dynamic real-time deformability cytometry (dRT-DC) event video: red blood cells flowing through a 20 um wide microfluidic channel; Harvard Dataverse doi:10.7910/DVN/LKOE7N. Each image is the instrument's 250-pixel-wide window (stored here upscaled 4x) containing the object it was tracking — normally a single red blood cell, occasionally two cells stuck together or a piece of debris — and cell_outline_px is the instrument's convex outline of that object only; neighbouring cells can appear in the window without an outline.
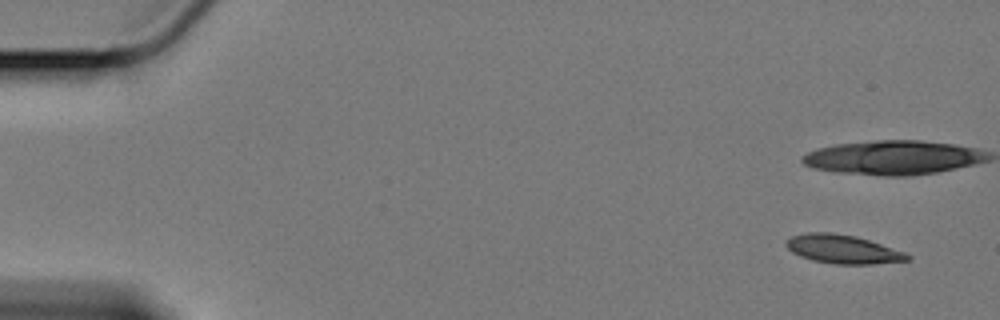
{"species": "Egyptian fruit bat (a non-hibernating species)", "species_latin": "Rousettus aegyptiacus", "temperature_condition": "cold", "stored_images_in_passage": 15, "camera_frame_rate_fps": 3000, "um_per_image_px": 0.085, "animal": {"sex": "female"}, "frame": {"image": 1, "passage_image": 3, "time_ms": 0.667, "image_size_px": [1000, 320], "cell_outline_px": [[912, 256], [908, 260], [872, 264], [836, 264], [812, 260], [800, 256], [792, 252], [784, 244], [792, 236], [808, 232], [832, 232], [856, 236], [904, 252]], "centroid_in_image_um": [71.61, 21.18], "position_along_channel_um": 13.4, "area_um2": 20.06}}